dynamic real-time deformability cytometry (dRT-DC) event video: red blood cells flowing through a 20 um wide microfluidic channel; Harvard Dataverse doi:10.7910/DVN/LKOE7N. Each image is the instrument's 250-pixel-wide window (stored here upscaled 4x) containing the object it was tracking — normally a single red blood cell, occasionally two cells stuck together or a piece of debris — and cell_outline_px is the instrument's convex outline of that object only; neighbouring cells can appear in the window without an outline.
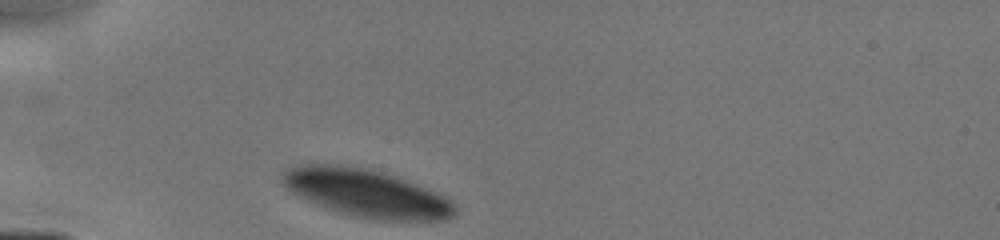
{"species": "human", "species_latin": "Homo sapiens", "temperature_condition": "cold", "stored_images_in_passage": 28, "camera_frame_rate_fps": 3000, "um_per_image_px": 0.085, "donor": {"sex": "male"}, "frame": {"image": 1, "passage_image": 1, "time_ms": 0.0, "image_size_px": [1000, 240], "cell_outline_px": [[456, 212], [452, 216], [444, 220], [376, 220], [352, 216], [336, 212], [296, 196], [280, 180], [280, 176], [288, 168], [296, 164], [340, 164], [372, 168], [408, 180], [444, 196], [456, 204]], "centroid_in_image_um": [31.11, 16.4], "position_along_channel_um": 53.9, "area_um2": 48.55}}
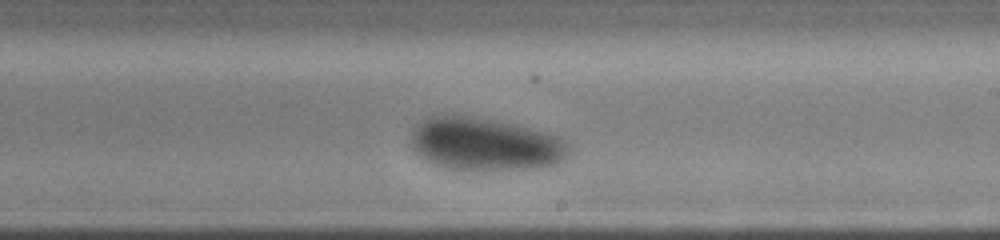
{"frame": {"image": 2, "passage_image": 15, "time_ms": 5.0, "image_size_px": [1000, 240], "cell_outline_px": [[572, 152], [560, 164], [548, 168], [480, 172], [444, 168], [424, 160], [412, 148], [412, 132], [424, 116], [444, 112], [472, 116], [496, 120], [516, 124], [560, 136], [572, 148]], "centroid_in_image_um": [41.27, 12.27], "position_along_channel_um": 247.7, "area_um2": 50.86}}
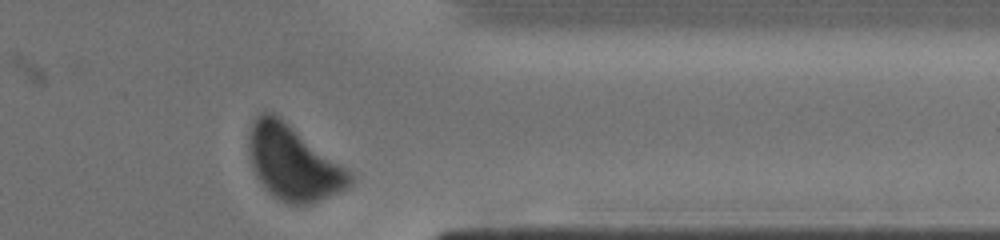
{"frame": {"image": 3, "passage_image": 25, "time_ms": 8.333, "image_size_px": [1000, 240], "cell_outline_px": [[352, 184], [328, 196], [308, 204], [288, 204], [280, 200], [268, 192], [256, 176], [252, 164], [248, 148], [248, 132], [256, 116], [264, 112], [272, 112], [280, 116], [352, 172]], "centroid_in_image_um": [24.9, 13.81], "position_along_channel_um": 386.5, "area_um2": 43.64}}